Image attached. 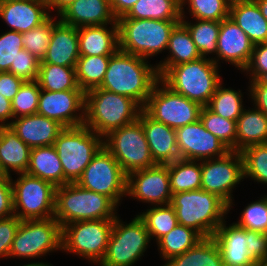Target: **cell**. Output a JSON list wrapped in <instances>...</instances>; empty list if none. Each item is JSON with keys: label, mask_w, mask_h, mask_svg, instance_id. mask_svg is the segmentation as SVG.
I'll use <instances>...</instances> for the list:
<instances>
[{"label": "cell", "mask_w": 267, "mask_h": 266, "mask_svg": "<svg viewBox=\"0 0 267 266\" xmlns=\"http://www.w3.org/2000/svg\"><path fill=\"white\" fill-rule=\"evenodd\" d=\"M170 205L178 224L195 230L207 243L229 213L221 198L203 189L172 194Z\"/></svg>", "instance_id": "3"}, {"label": "cell", "mask_w": 267, "mask_h": 266, "mask_svg": "<svg viewBox=\"0 0 267 266\" xmlns=\"http://www.w3.org/2000/svg\"><path fill=\"white\" fill-rule=\"evenodd\" d=\"M13 119L14 116L11 101L5 98L4 95L0 94V127L9 126Z\"/></svg>", "instance_id": "54"}, {"label": "cell", "mask_w": 267, "mask_h": 266, "mask_svg": "<svg viewBox=\"0 0 267 266\" xmlns=\"http://www.w3.org/2000/svg\"><path fill=\"white\" fill-rule=\"evenodd\" d=\"M257 266H267V260L259 262Z\"/></svg>", "instance_id": "59"}, {"label": "cell", "mask_w": 267, "mask_h": 266, "mask_svg": "<svg viewBox=\"0 0 267 266\" xmlns=\"http://www.w3.org/2000/svg\"><path fill=\"white\" fill-rule=\"evenodd\" d=\"M175 132L180 159L203 161L222 157L231 151L204 128L200 119L175 129Z\"/></svg>", "instance_id": "20"}, {"label": "cell", "mask_w": 267, "mask_h": 266, "mask_svg": "<svg viewBox=\"0 0 267 266\" xmlns=\"http://www.w3.org/2000/svg\"><path fill=\"white\" fill-rule=\"evenodd\" d=\"M76 183L87 190L106 195L118 206L123 197H127V174L104 146L87 165Z\"/></svg>", "instance_id": "14"}, {"label": "cell", "mask_w": 267, "mask_h": 266, "mask_svg": "<svg viewBox=\"0 0 267 266\" xmlns=\"http://www.w3.org/2000/svg\"><path fill=\"white\" fill-rule=\"evenodd\" d=\"M21 220L15 215L0 219V258H8Z\"/></svg>", "instance_id": "49"}, {"label": "cell", "mask_w": 267, "mask_h": 266, "mask_svg": "<svg viewBox=\"0 0 267 266\" xmlns=\"http://www.w3.org/2000/svg\"><path fill=\"white\" fill-rule=\"evenodd\" d=\"M15 215L11 177L0 173V219Z\"/></svg>", "instance_id": "50"}, {"label": "cell", "mask_w": 267, "mask_h": 266, "mask_svg": "<svg viewBox=\"0 0 267 266\" xmlns=\"http://www.w3.org/2000/svg\"><path fill=\"white\" fill-rule=\"evenodd\" d=\"M181 16H185V6L193 20L219 21L229 17L232 0H180ZM184 6V7H183Z\"/></svg>", "instance_id": "40"}, {"label": "cell", "mask_w": 267, "mask_h": 266, "mask_svg": "<svg viewBox=\"0 0 267 266\" xmlns=\"http://www.w3.org/2000/svg\"><path fill=\"white\" fill-rule=\"evenodd\" d=\"M114 219L86 220L62 227V252L99 264L108 246Z\"/></svg>", "instance_id": "11"}, {"label": "cell", "mask_w": 267, "mask_h": 266, "mask_svg": "<svg viewBox=\"0 0 267 266\" xmlns=\"http://www.w3.org/2000/svg\"><path fill=\"white\" fill-rule=\"evenodd\" d=\"M22 49L21 33L7 30L0 35V72H9L11 64H15L18 52Z\"/></svg>", "instance_id": "46"}, {"label": "cell", "mask_w": 267, "mask_h": 266, "mask_svg": "<svg viewBox=\"0 0 267 266\" xmlns=\"http://www.w3.org/2000/svg\"><path fill=\"white\" fill-rule=\"evenodd\" d=\"M79 57L78 28L60 20L53 28L47 52L40 63L76 67Z\"/></svg>", "instance_id": "26"}, {"label": "cell", "mask_w": 267, "mask_h": 266, "mask_svg": "<svg viewBox=\"0 0 267 266\" xmlns=\"http://www.w3.org/2000/svg\"><path fill=\"white\" fill-rule=\"evenodd\" d=\"M180 22L181 20L118 18L119 49L149 60L167 50L171 31Z\"/></svg>", "instance_id": "6"}, {"label": "cell", "mask_w": 267, "mask_h": 266, "mask_svg": "<svg viewBox=\"0 0 267 266\" xmlns=\"http://www.w3.org/2000/svg\"><path fill=\"white\" fill-rule=\"evenodd\" d=\"M143 108L132 98L94 88L85 93L84 125L104 138L136 121Z\"/></svg>", "instance_id": "2"}, {"label": "cell", "mask_w": 267, "mask_h": 266, "mask_svg": "<svg viewBox=\"0 0 267 266\" xmlns=\"http://www.w3.org/2000/svg\"><path fill=\"white\" fill-rule=\"evenodd\" d=\"M167 50L170 53L168 57L156 63L159 78L172 66L201 58L188 29L181 22L171 31Z\"/></svg>", "instance_id": "30"}, {"label": "cell", "mask_w": 267, "mask_h": 266, "mask_svg": "<svg viewBox=\"0 0 267 266\" xmlns=\"http://www.w3.org/2000/svg\"><path fill=\"white\" fill-rule=\"evenodd\" d=\"M11 177L14 214L20 220L49 219L54 217L56 187L27 173Z\"/></svg>", "instance_id": "9"}, {"label": "cell", "mask_w": 267, "mask_h": 266, "mask_svg": "<svg viewBox=\"0 0 267 266\" xmlns=\"http://www.w3.org/2000/svg\"><path fill=\"white\" fill-rule=\"evenodd\" d=\"M111 55L80 56L76 64V79L79 88L86 93L99 88L103 82Z\"/></svg>", "instance_id": "37"}, {"label": "cell", "mask_w": 267, "mask_h": 266, "mask_svg": "<svg viewBox=\"0 0 267 266\" xmlns=\"http://www.w3.org/2000/svg\"><path fill=\"white\" fill-rule=\"evenodd\" d=\"M37 114L57 121L64 128L82 126L85 121V93L82 90L50 92L41 89Z\"/></svg>", "instance_id": "19"}, {"label": "cell", "mask_w": 267, "mask_h": 266, "mask_svg": "<svg viewBox=\"0 0 267 266\" xmlns=\"http://www.w3.org/2000/svg\"><path fill=\"white\" fill-rule=\"evenodd\" d=\"M226 225L224 220L208 241L206 266H257L248 253V229Z\"/></svg>", "instance_id": "15"}, {"label": "cell", "mask_w": 267, "mask_h": 266, "mask_svg": "<svg viewBox=\"0 0 267 266\" xmlns=\"http://www.w3.org/2000/svg\"><path fill=\"white\" fill-rule=\"evenodd\" d=\"M219 66L212 59L201 57L170 67L159 79L172 91L207 106L222 81Z\"/></svg>", "instance_id": "5"}, {"label": "cell", "mask_w": 267, "mask_h": 266, "mask_svg": "<svg viewBox=\"0 0 267 266\" xmlns=\"http://www.w3.org/2000/svg\"><path fill=\"white\" fill-rule=\"evenodd\" d=\"M60 20L76 28L82 26L117 24L110 0H75L59 15Z\"/></svg>", "instance_id": "25"}, {"label": "cell", "mask_w": 267, "mask_h": 266, "mask_svg": "<svg viewBox=\"0 0 267 266\" xmlns=\"http://www.w3.org/2000/svg\"><path fill=\"white\" fill-rule=\"evenodd\" d=\"M45 1L48 5L49 12L51 13V10H54L55 12L57 11V16H58L68 5H70L75 0H45Z\"/></svg>", "instance_id": "56"}, {"label": "cell", "mask_w": 267, "mask_h": 266, "mask_svg": "<svg viewBox=\"0 0 267 266\" xmlns=\"http://www.w3.org/2000/svg\"><path fill=\"white\" fill-rule=\"evenodd\" d=\"M163 266H206L208 243L193 229L178 224L157 242Z\"/></svg>", "instance_id": "16"}, {"label": "cell", "mask_w": 267, "mask_h": 266, "mask_svg": "<svg viewBox=\"0 0 267 266\" xmlns=\"http://www.w3.org/2000/svg\"><path fill=\"white\" fill-rule=\"evenodd\" d=\"M158 80L155 64L153 66L145 58L118 49L110 56L99 88L130 97L143 108Z\"/></svg>", "instance_id": "1"}, {"label": "cell", "mask_w": 267, "mask_h": 266, "mask_svg": "<svg viewBox=\"0 0 267 266\" xmlns=\"http://www.w3.org/2000/svg\"><path fill=\"white\" fill-rule=\"evenodd\" d=\"M9 127L30 148L54 145L64 127L39 114L14 118Z\"/></svg>", "instance_id": "24"}, {"label": "cell", "mask_w": 267, "mask_h": 266, "mask_svg": "<svg viewBox=\"0 0 267 266\" xmlns=\"http://www.w3.org/2000/svg\"><path fill=\"white\" fill-rule=\"evenodd\" d=\"M242 211L241 219L235 222L238 226L267 233V195L251 202Z\"/></svg>", "instance_id": "45"}, {"label": "cell", "mask_w": 267, "mask_h": 266, "mask_svg": "<svg viewBox=\"0 0 267 266\" xmlns=\"http://www.w3.org/2000/svg\"><path fill=\"white\" fill-rule=\"evenodd\" d=\"M138 0H110L111 9L118 19L125 16Z\"/></svg>", "instance_id": "55"}, {"label": "cell", "mask_w": 267, "mask_h": 266, "mask_svg": "<svg viewBox=\"0 0 267 266\" xmlns=\"http://www.w3.org/2000/svg\"><path fill=\"white\" fill-rule=\"evenodd\" d=\"M36 81L42 90L50 92L81 90L77 83L75 67L40 63Z\"/></svg>", "instance_id": "35"}, {"label": "cell", "mask_w": 267, "mask_h": 266, "mask_svg": "<svg viewBox=\"0 0 267 266\" xmlns=\"http://www.w3.org/2000/svg\"><path fill=\"white\" fill-rule=\"evenodd\" d=\"M241 180H244L243 158L238 151L201 161V189L221 198L229 206V213L234 205L233 189Z\"/></svg>", "instance_id": "17"}, {"label": "cell", "mask_w": 267, "mask_h": 266, "mask_svg": "<svg viewBox=\"0 0 267 266\" xmlns=\"http://www.w3.org/2000/svg\"><path fill=\"white\" fill-rule=\"evenodd\" d=\"M62 251V227L54 218L21 220L8 258L38 259Z\"/></svg>", "instance_id": "10"}, {"label": "cell", "mask_w": 267, "mask_h": 266, "mask_svg": "<svg viewBox=\"0 0 267 266\" xmlns=\"http://www.w3.org/2000/svg\"><path fill=\"white\" fill-rule=\"evenodd\" d=\"M31 148L9 127H0L1 174L11 176L25 173L30 159Z\"/></svg>", "instance_id": "28"}, {"label": "cell", "mask_w": 267, "mask_h": 266, "mask_svg": "<svg viewBox=\"0 0 267 266\" xmlns=\"http://www.w3.org/2000/svg\"><path fill=\"white\" fill-rule=\"evenodd\" d=\"M249 255L257 262L267 260V233L248 230Z\"/></svg>", "instance_id": "51"}, {"label": "cell", "mask_w": 267, "mask_h": 266, "mask_svg": "<svg viewBox=\"0 0 267 266\" xmlns=\"http://www.w3.org/2000/svg\"><path fill=\"white\" fill-rule=\"evenodd\" d=\"M249 82V93L247 95L251 98L252 105L267 114V80Z\"/></svg>", "instance_id": "52"}, {"label": "cell", "mask_w": 267, "mask_h": 266, "mask_svg": "<svg viewBox=\"0 0 267 266\" xmlns=\"http://www.w3.org/2000/svg\"><path fill=\"white\" fill-rule=\"evenodd\" d=\"M222 81L218 84L215 93L207 107L215 114L223 118L237 121L241 113L244 111L242 90H234L223 87Z\"/></svg>", "instance_id": "38"}, {"label": "cell", "mask_w": 267, "mask_h": 266, "mask_svg": "<svg viewBox=\"0 0 267 266\" xmlns=\"http://www.w3.org/2000/svg\"><path fill=\"white\" fill-rule=\"evenodd\" d=\"M253 47L254 44L247 34L228 17L220 22L217 56L212 60L217 65L220 60L229 62L228 64L243 72L250 62Z\"/></svg>", "instance_id": "21"}, {"label": "cell", "mask_w": 267, "mask_h": 266, "mask_svg": "<svg viewBox=\"0 0 267 266\" xmlns=\"http://www.w3.org/2000/svg\"><path fill=\"white\" fill-rule=\"evenodd\" d=\"M167 165L172 194L201 189V161L178 159Z\"/></svg>", "instance_id": "34"}, {"label": "cell", "mask_w": 267, "mask_h": 266, "mask_svg": "<svg viewBox=\"0 0 267 266\" xmlns=\"http://www.w3.org/2000/svg\"><path fill=\"white\" fill-rule=\"evenodd\" d=\"M138 120L144 129L152 158L157 164H167L180 159L175 129L155 121L143 110Z\"/></svg>", "instance_id": "23"}, {"label": "cell", "mask_w": 267, "mask_h": 266, "mask_svg": "<svg viewBox=\"0 0 267 266\" xmlns=\"http://www.w3.org/2000/svg\"><path fill=\"white\" fill-rule=\"evenodd\" d=\"M199 119L206 130L216 136L231 151H236V121L215 114L207 106H202Z\"/></svg>", "instance_id": "41"}, {"label": "cell", "mask_w": 267, "mask_h": 266, "mask_svg": "<svg viewBox=\"0 0 267 266\" xmlns=\"http://www.w3.org/2000/svg\"><path fill=\"white\" fill-rule=\"evenodd\" d=\"M104 147L119 162L121 169L129 173L150 168L153 160L142 124L136 121L111 131L104 137Z\"/></svg>", "instance_id": "12"}, {"label": "cell", "mask_w": 267, "mask_h": 266, "mask_svg": "<svg viewBox=\"0 0 267 266\" xmlns=\"http://www.w3.org/2000/svg\"><path fill=\"white\" fill-rule=\"evenodd\" d=\"M243 158L244 179L267 185V143L247 146L240 151Z\"/></svg>", "instance_id": "43"}, {"label": "cell", "mask_w": 267, "mask_h": 266, "mask_svg": "<svg viewBox=\"0 0 267 266\" xmlns=\"http://www.w3.org/2000/svg\"><path fill=\"white\" fill-rule=\"evenodd\" d=\"M267 143V115L254 108L244 109L236 121V151Z\"/></svg>", "instance_id": "32"}, {"label": "cell", "mask_w": 267, "mask_h": 266, "mask_svg": "<svg viewBox=\"0 0 267 266\" xmlns=\"http://www.w3.org/2000/svg\"><path fill=\"white\" fill-rule=\"evenodd\" d=\"M54 146L64 170V185L76 183L87 165L104 146V138L85 125L64 128Z\"/></svg>", "instance_id": "7"}, {"label": "cell", "mask_w": 267, "mask_h": 266, "mask_svg": "<svg viewBox=\"0 0 267 266\" xmlns=\"http://www.w3.org/2000/svg\"><path fill=\"white\" fill-rule=\"evenodd\" d=\"M40 62L27 50L22 49L18 52L15 64H11L9 73H13L24 81H35L38 78Z\"/></svg>", "instance_id": "47"}, {"label": "cell", "mask_w": 267, "mask_h": 266, "mask_svg": "<svg viewBox=\"0 0 267 266\" xmlns=\"http://www.w3.org/2000/svg\"><path fill=\"white\" fill-rule=\"evenodd\" d=\"M55 17V18H54ZM51 15L41 25L21 33V41L25 50L42 61L47 52L54 26L60 21L59 16Z\"/></svg>", "instance_id": "42"}, {"label": "cell", "mask_w": 267, "mask_h": 266, "mask_svg": "<svg viewBox=\"0 0 267 266\" xmlns=\"http://www.w3.org/2000/svg\"><path fill=\"white\" fill-rule=\"evenodd\" d=\"M117 207L106 195L67 183L56 188L54 218L61 227L77 221L115 219Z\"/></svg>", "instance_id": "4"}, {"label": "cell", "mask_w": 267, "mask_h": 266, "mask_svg": "<svg viewBox=\"0 0 267 266\" xmlns=\"http://www.w3.org/2000/svg\"><path fill=\"white\" fill-rule=\"evenodd\" d=\"M25 81L13 73L0 72V94L12 101Z\"/></svg>", "instance_id": "53"}, {"label": "cell", "mask_w": 267, "mask_h": 266, "mask_svg": "<svg viewBox=\"0 0 267 266\" xmlns=\"http://www.w3.org/2000/svg\"><path fill=\"white\" fill-rule=\"evenodd\" d=\"M149 208L138 215L144 221L150 238L157 242L178 225V220L175 209L170 204Z\"/></svg>", "instance_id": "39"}, {"label": "cell", "mask_w": 267, "mask_h": 266, "mask_svg": "<svg viewBox=\"0 0 267 266\" xmlns=\"http://www.w3.org/2000/svg\"><path fill=\"white\" fill-rule=\"evenodd\" d=\"M120 18L181 20L180 0H138L129 12Z\"/></svg>", "instance_id": "33"}, {"label": "cell", "mask_w": 267, "mask_h": 266, "mask_svg": "<svg viewBox=\"0 0 267 266\" xmlns=\"http://www.w3.org/2000/svg\"><path fill=\"white\" fill-rule=\"evenodd\" d=\"M78 28L80 56L112 55L119 49L118 24Z\"/></svg>", "instance_id": "27"}, {"label": "cell", "mask_w": 267, "mask_h": 266, "mask_svg": "<svg viewBox=\"0 0 267 266\" xmlns=\"http://www.w3.org/2000/svg\"><path fill=\"white\" fill-rule=\"evenodd\" d=\"M22 266H53V265H51L50 263H47V262H31V263H28V264H25V265H22Z\"/></svg>", "instance_id": "58"}, {"label": "cell", "mask_w": 267, "mask_h": 266, "mask_svg": "<svg viewBox=\"0 0 267 266\" xmlns=\"http://www.w3.org/2000/svg\"><path fill=\"white\" fill-rule=\"evenodd\" d=\"M185 16H181V23L188 29L192 41L195 43L201 57L213 59L209 55L217 56V40L220 30L219 21L198 20L191 23Z\"/></svg>", "instance_id": "36"}, {"label": "cell", "mask_w": 267, "mask_h": 266, "mask_svg": "<svg viewBox=\"0 0 267 266\" xmlns=\"http://www.w3.org/2000/svg\"><path fill=\"white\" fill-rule=\"evenodd\" d=\"M249 81L267 80V43L255 44L248 66L243 70Z\"/></svg>", "instance_id": "48"}, {"label": "cell", "mask_w": 267, "mask_h": 266, "mask_svg": "<svg viewBox=\"0 0 267 266\" xmlns=\"http://www.w3.org/2000/svg\"><path fill=\"white\" fill-rule=\"evenodd\" d=\"M129 198L137 199L152 206L169 205L172 199L167 164L136 170L127 175Z\"/></svg>", "instance_id": "18"}, {"label": "cell", "mask_w": 267, "mask_h": 266, "mask_svg": "<svg viewBox=\"0 0 267 266\" xmlns=\"http://www.w3.org/2000/svg\"><path fill=\"white\" fill-rule=\"evenodd\" d=\"M41 88L38 82L25 81L11 101L14 118L37 114Z\"/></svg>", "instance_id": "44"}, {"label": "cell", "mask_w": 267, "mask_h": 266, "mask_svg": "<svg viewBox=\"0 0 267 266\" xmlns=\"http://www.w3.org/2000/svg\"><path fill=\"white\" fill-rule=\"evenodd\" d=\"M202 106L172 91L160 79L153 86L143 111L173 129L199 120Z\"/></svg>", "instance_id": "13"}, {"label": "cell", "mask_w": 267, "mask_h": 266, "mask_svg": "<svg viewBox=\"0 0 267 266\" xmlns=\"http://www.w3.org/2000/svg\"><path fill=\"white\" fill-rule=\"evenodd\" d=\"M45 0H0V19L10 31L27 32L50 17Z\"/></svg>", "instance_id": "22"}, {"label": "cell", "mask_w": 267, "mask_h": 266, "mask_svg": "<svg viewBox=\"0 0 267 266\" xmlns=\"http://www.w3.org/2000/svg\"><path fill=\"white\" fill-rule=\"evenodd\" d=\"M254 1L257 3L262 15L267 20V0H254Z\"/></svg>", "instance_id": "57"}, {"label": "cell", "mask_w": 267, "mask_h": 266, "mask_svg": "<svg viewBox=\"0 0 267 266\" xmlns=\"http://www.w3.org/2000/svg\"><path fill=\"white\" fill-rule=\"evenodd\" d=\"M150 241L146 225L138 214L129 223L118 215L113 221L106 253L98 266H133L141 260Z\"/></svg>", "instance_id": "8"}, {"label": "cell", "mask_w": 267, "mask_h": 266, "mask_svg": "<svg viewBox=\"0 0 267 266\" xmlns=\"http://www.w3.org/2000/svg\"><path fill=\"white\" fill-rule=\"evenodd\" d=\"M229 17L254 45L267 43V20L254 0H232Z\"/></svg>", "instance_id": "29"}, {"label": "cell", "mask_w": 267, "mask_h": 266, "mask_svg": "<svg viewBox=\"0 0 267 266\" xmlns=\"http://www.w3.org/2000/svg\"><path fill=\"white\" fill-rule=\"evenodd\" d=\"M25 173L50 182L56 188L64 185V170L54 145L31 148Z\"/></svg>", "instance_id": "31"}]
</instances>
